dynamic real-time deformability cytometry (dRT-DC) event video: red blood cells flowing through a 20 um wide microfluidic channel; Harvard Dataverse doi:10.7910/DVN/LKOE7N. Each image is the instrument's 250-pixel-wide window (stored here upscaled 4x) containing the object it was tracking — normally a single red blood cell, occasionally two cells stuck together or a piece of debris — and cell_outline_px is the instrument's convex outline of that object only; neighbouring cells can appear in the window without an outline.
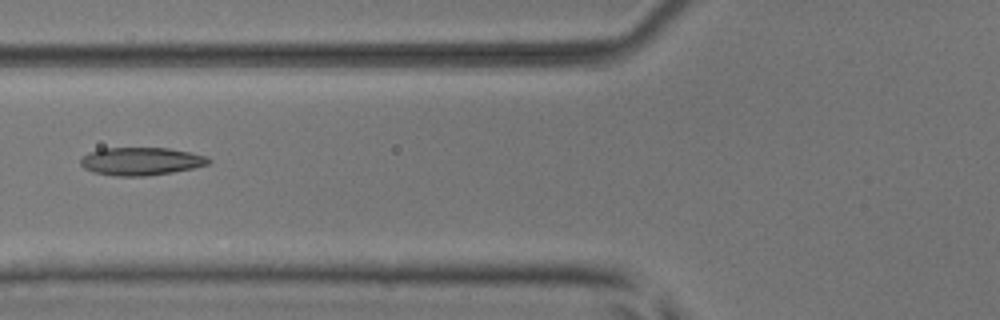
{"species": "common noctule bat (a hibernating species)", "species_latin": "Nyctalus noctula", "temperature_condition": "room temperature", "stored_images_in_passage": 3, "camera_frame_rate_fps": 3000, "um_per_image_px": 0.085, "animal": {"sex": "male", "body_mass_g": 17.9, "forearm_length_mm": 54.2}, "frame": {"image": 1, "passage_image": 3, "time_ms": 2.333, "image_size_px": [1000, 320], "cell_outline_px": [[212, 160], [208, 164], [192, 168], [172, 172], [144, 176], [116, 176], [92, 172], [84, 168], [80, 164], [80, 160], [88, 152], [104, 148], [168, 148], [208, 156]], "centroid_in_image_um": [11.97, 13.71], "position_along_channel_um": 113.8, "area_um2": 20.75}}